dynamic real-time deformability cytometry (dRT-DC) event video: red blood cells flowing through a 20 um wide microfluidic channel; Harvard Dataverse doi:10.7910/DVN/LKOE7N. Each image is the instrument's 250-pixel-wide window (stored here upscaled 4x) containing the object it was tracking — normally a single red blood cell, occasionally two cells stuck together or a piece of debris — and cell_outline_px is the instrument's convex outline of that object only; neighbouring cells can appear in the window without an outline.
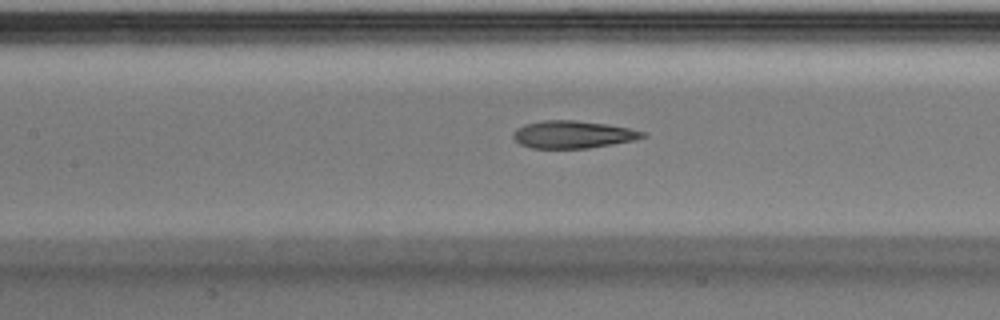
{"species": "Egyptian fruit bat (a non-hibernating species)", "species_latin": "Rousettus aegyptiacus", "temperature_condition": "warm", "stored_images_in_passage": 24, "camera_frame_rate_fps": 3000, "um_per_image_px": 0.085, "animal": {"sex": "male"}, "frame": {"image": 1, "passage_image": 8, "time_ms": 2.333, "image_size_px": [1000, 320], "cell_outline_px": [[648, 136], [632, 140], [612, 144], [588, 148], [532, 148], [520, 144], [512, 136], [512, 132], [516, 128], [524, 124], [544, 120], [576, 120], [608, 124], [628, 128], [644, 132]], "centroid_in_image_um": [48.66, 11.42], "position_along_channel_um": 158.7, "area_um2": 20.69}}
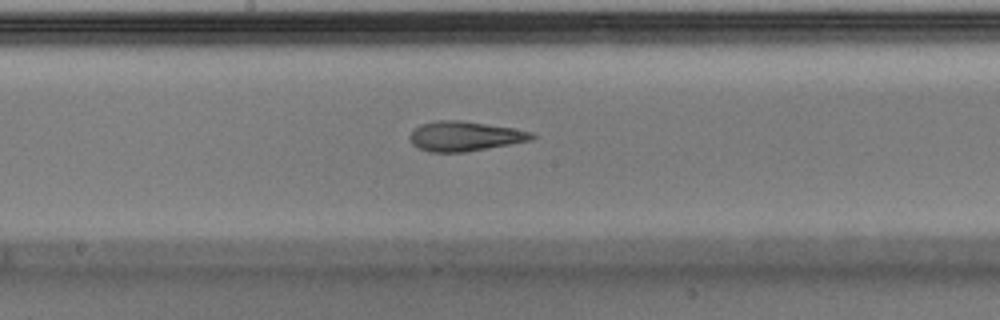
{"frame": {"image": 2, "passage_image": 11, "time_ms": 3.333, "image_size_px": [1000, 320], "cell_outline_px": [[536, 136], [532, 140], [464, 152], [428, 152], [412, 144], [408, 136], [420, 124], [436, 120], [460, 120], [512, 128], [532, 132]], "centroid_in_image_um": [39.48, 11.57], "position_along_channel_um": 208.7, "area_um2": 20.98}}
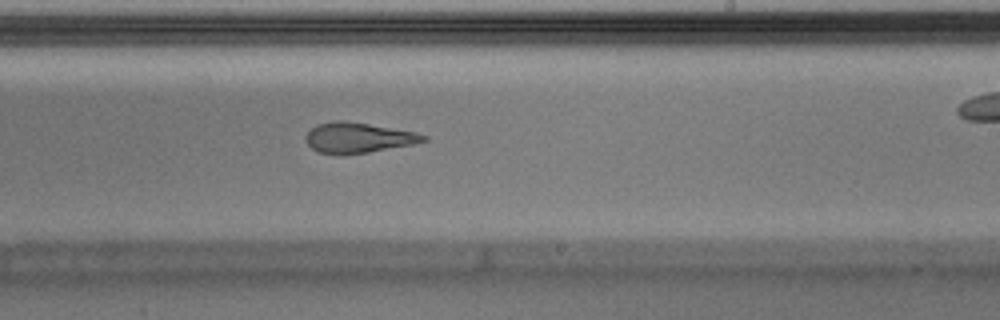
{"frame": {"image": 3, "passage_image": 14, "time_ms": 4.333, "image_size_px": [1000, 320], "cell_outline_px": [[428, 140], [412, 144], [368, 152], [344, 156], [340, 156], [320, 152], [312, 148], [304, 140], [304, 136], [316, 124], [336, 120], [344, 120], [416, 132], [428, 136]], "centroid_in_image_um": [30.4, 11.71], "position_along_channel_um": 258.6, "area_um2": 20.92}}